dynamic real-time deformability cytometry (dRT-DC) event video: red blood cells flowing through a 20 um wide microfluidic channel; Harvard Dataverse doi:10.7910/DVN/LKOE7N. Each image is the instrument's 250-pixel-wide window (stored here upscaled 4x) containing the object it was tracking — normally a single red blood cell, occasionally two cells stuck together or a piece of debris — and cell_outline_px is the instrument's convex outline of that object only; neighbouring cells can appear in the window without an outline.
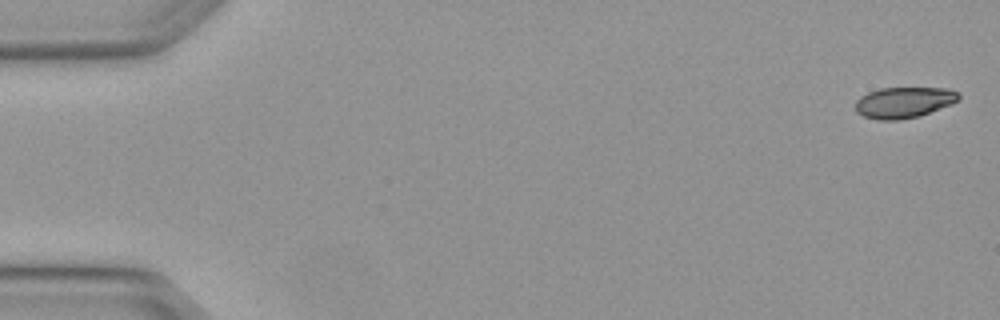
{"species": "Egyptian fruit bat (a non-hibernating species)", "species_latin": "Rousettus aegyptiacus", "temperature_condition": "warm", "stored_images_in_passage": 5, "camera_frame_rate_fps": 3000, "um_per_image_px": 0.085, "animal": {"sex": "female"}, "frame": {"image": 1, "passage_image": 1, "time_ms": 0.0, "image_size_px": [1000, 320], "cell_outline_px": [[960, 100], [952, 104], [920, 116], [900, 120], [880, 120], [864, 116], [856, 112], [856, 100], [860, 96], [868, 92], [880, 88], [944, 88], [960, 92]], "centroid_in_image_um": [76.85, 8.71], "position_along_channel_um": 8.1, "area_um2": 18.79}}
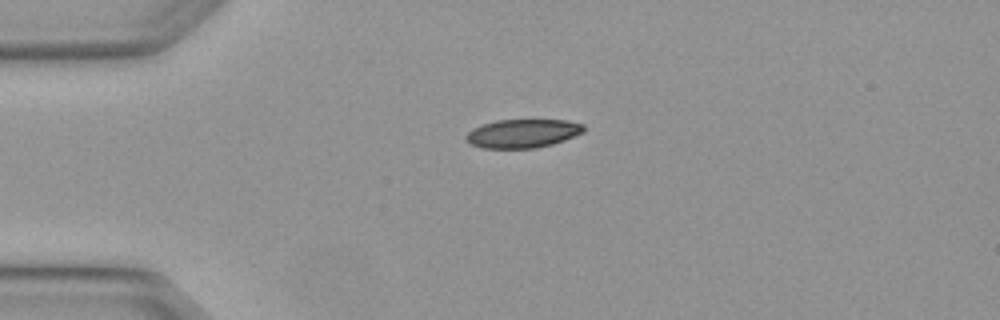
{"frame": {"image": 2, "passage_image": 4, "time_ms": 1.0, "image_size_px": [1000, 320], "cell_outline_px": [[584, 132], [564, 140], [552, 144], [536, 148], [484, 148], [472, 144], [464, 136], [472, 128], [496, 120], [568, 120], [584, 124]], "centroid_in_image_um": [44.45, 11.34], "position_along_channel_um": 40.5, "area_um2": 19.54}}